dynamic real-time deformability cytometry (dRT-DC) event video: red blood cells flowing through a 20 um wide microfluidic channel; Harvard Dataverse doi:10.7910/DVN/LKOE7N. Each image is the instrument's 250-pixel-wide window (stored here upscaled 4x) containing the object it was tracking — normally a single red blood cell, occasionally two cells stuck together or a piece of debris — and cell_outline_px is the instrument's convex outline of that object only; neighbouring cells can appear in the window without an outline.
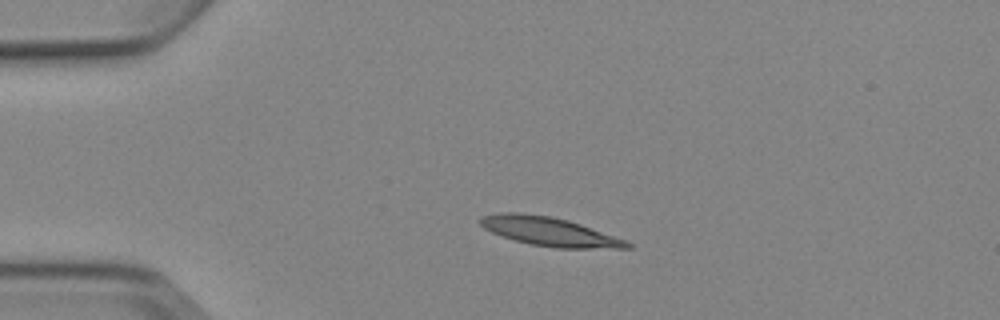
{"species": "Egyptian fruit bat (a non-hibernating species)", "species_latin": "Rousettus aegyptiacus", "temperature_condition": "cold", "stored_images_in_passage": 3, "camera_frame_rate_fps": 3000, "um_per_image_px": 0.085, "animal": {"sex": "female"}, "frame": {"image": 1, "passage_image": 2, "time_ms": 2.0, "image_size_px": [1000, 320], "cell_outline_px": [[632, 248], [556, 248], [532, 244], [516, 240], [492, 232], [484, 228], [476, 220], [480, 216], [496, 212], [520, 212], [552, 216], [568, 220], [580, 224], [624, 240], [632, 244]], "centroid_in_image_um": [46.62, 19.65], "position_along_channel_um": 38.4, "area_um2": 24.51}}